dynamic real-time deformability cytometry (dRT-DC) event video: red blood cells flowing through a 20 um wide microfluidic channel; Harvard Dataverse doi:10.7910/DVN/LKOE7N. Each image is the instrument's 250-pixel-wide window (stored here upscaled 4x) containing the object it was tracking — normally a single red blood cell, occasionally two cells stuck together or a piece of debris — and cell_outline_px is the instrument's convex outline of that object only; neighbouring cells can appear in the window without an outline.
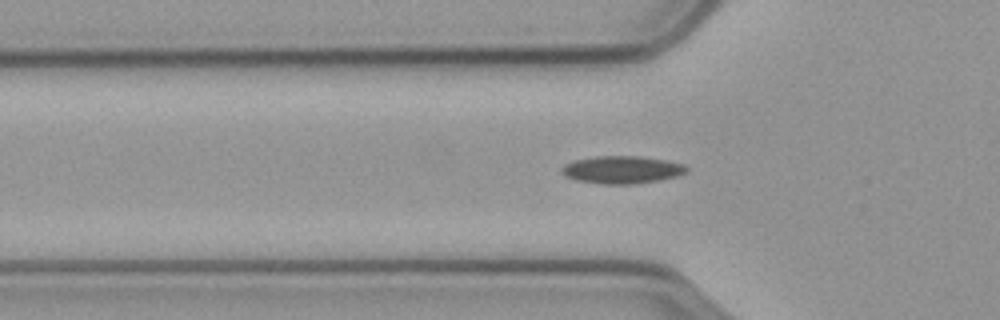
{"species": "common noctule bat (a hibernating species)", "species_latin": "Nyctalus noctula", "temperature_condition": "cold", "stored_images_in_passage": 58, "camera_frame_rate_fps": 3000, "um_per_image_px": 0.085, "animal": {"sex": "male", "body_mass_g": 23.1, "forearm_length_mm": 52.7}, "frame": {"image": 1, "passage_image": 18, "time_ms": 5.667, "image_size_px": [1000, 320], "cell_outline_px": [[688, 172], [676, 176], [636, 184], [604, 184], [576, 180], [564, 176], [560, 172], [560, 168], [564, 164], [576, 160], [596, 156], [640, 156], [664, 160], [684, 164], [688, 168]], "centroid_in_image_um": [52.84, 14.43], "position_along_channel_um": 73.0, "area_um2": 20.06}}
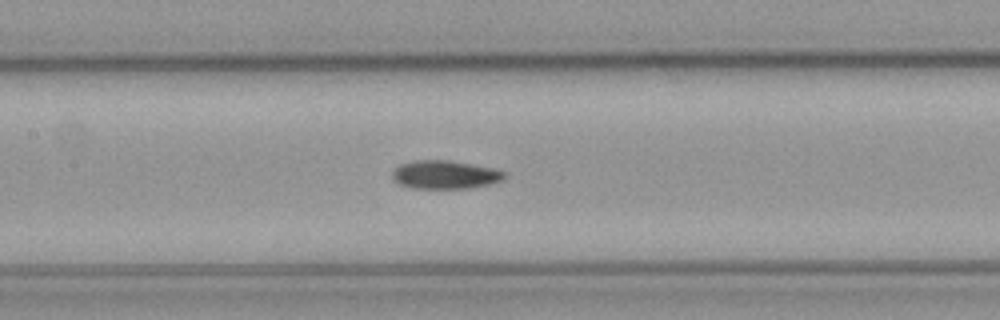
{"frame": {"image": 2, "passage_image": 26, "time_ms": 8.333, "image_size_px": [1000, 320], "cell_outline_px": [[504, 180], [488, 184], [468, 188], [412, 188], [400, 184], [392, 176], [392, 172], [400, 164], [416, 160], [448, 160], [492, 168], [504, 172]], "centroid_in_image_um": [37.81, 14.84], "position_along_channel_um": 169.6, "area_um2": 18.21}}
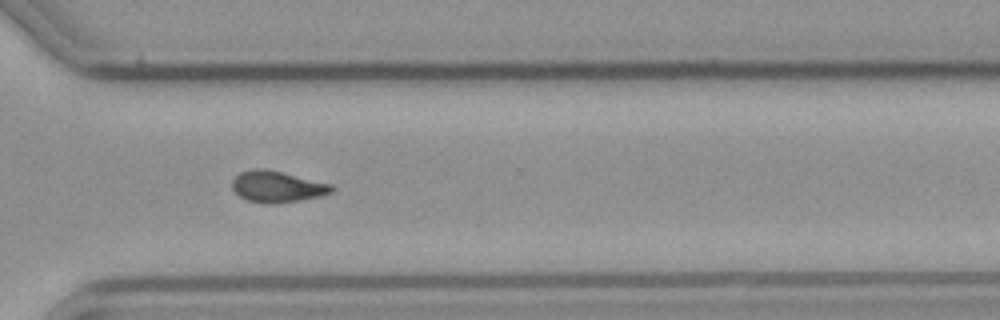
{"frame": {"image": 3, "passage_image": 41, "time_ms": 13.333, "image_size_px": [1000, 320], "cell_outline_px": [[336, 188], [332, 192], [320, 196], [300, 200], [276, 204], [264, 204], [248, 200], [240, 196], [232, 188], [232, 180], [240, 172], [252, 168], [264, 168], [332, 184]], "centroid_in_image_um": [23.56, 15.87], "position_along_channel_um": 347.0, "area_um2": 18.21}, "authors_computed_cell_mechanics": {"area_um2": 17.8602, "velocity_mm_per_s": 3.5653, "shape_relaxation_time_tau1_ms": null, "shape_relaxation_time_tau2_ms": 7.4986, "deformation_change_tau1": null, "deformation_change_tau2": 0.1261}}